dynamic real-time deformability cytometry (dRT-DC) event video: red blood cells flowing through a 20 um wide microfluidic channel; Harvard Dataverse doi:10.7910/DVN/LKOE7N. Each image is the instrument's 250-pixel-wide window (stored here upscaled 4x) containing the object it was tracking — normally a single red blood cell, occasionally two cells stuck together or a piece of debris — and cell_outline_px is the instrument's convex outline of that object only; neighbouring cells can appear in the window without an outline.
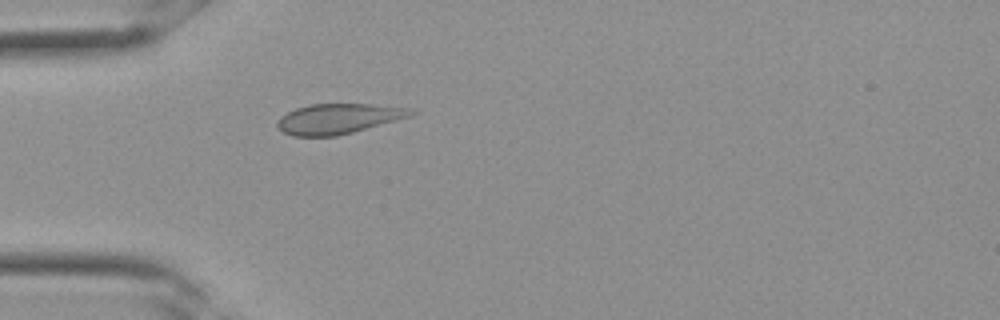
{"species": "Egyptian fruit bat (a non-hibernating species)", "species_latin": "Rousettus aegyptiacus", "temperature_condition": "room temperature", "stored_images_in_passage": 33, "camera_frame_rate_fps": 3000, "um_per_image_px": 0.085, "frame": {"image": 1, "passage_image": 10, "time_ms": 3.0, "image_size_px": [1000, 320], "cell_outline_px": [[420, 112], [412, 116], [352, 132], [336, 136], [292, 136], [276, 128], [276, 124], [280, 116], [296, 108], [308, 104], [372, 104], [412, 108]], "centroid_in_image_um": [28.78, 10.08], "position_along_channel_um": 56.2, "area_um2": 23.64}}
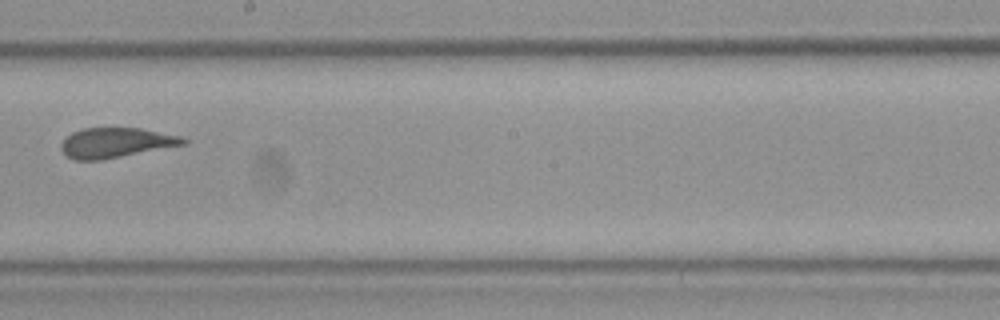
{"frame": {"image": 2, "passage_image": 19, "time_ms": 6.0, "image_size_px": [1000, 320], "cell_outline_px": [[188, 144], [100, 160], [76, 160], [68, 156], [60, 148], [60, 144], [72, 132], [84, 128], [140, 128], [180, 136], [188, 140]], "centroid_in_image_um": [9.87, 12.13], "position_along_channel_um": 238.3, "area_um2": 21.15}}
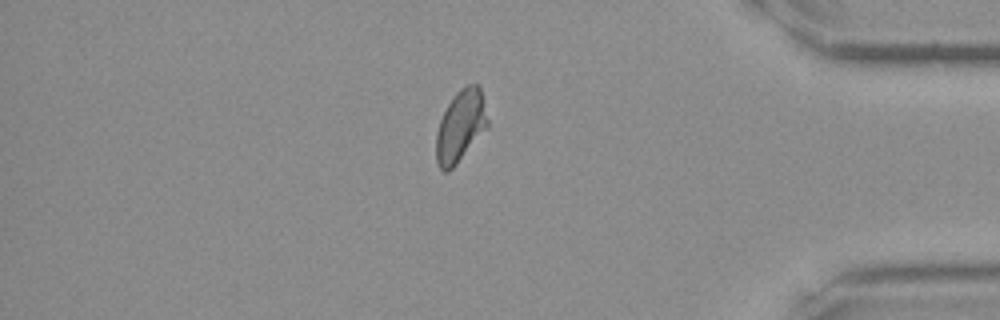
{"frame": {"image": 3, "passage_image": 28, "time_ms": 9.0, "image_size_px": [1000, 320], "cell_outline_px": [[488, 128], [456, 164], [448, 172], [444, 172], [436, 164], [436, 132], [440, 120], [448, 104], [456, 92], [468, 84], [480, 84], [488, 120]], "centroid_in_image_um": [39.15, 10.72], "position_along_channel_um": 396.1, "area_um2": 21.56}}